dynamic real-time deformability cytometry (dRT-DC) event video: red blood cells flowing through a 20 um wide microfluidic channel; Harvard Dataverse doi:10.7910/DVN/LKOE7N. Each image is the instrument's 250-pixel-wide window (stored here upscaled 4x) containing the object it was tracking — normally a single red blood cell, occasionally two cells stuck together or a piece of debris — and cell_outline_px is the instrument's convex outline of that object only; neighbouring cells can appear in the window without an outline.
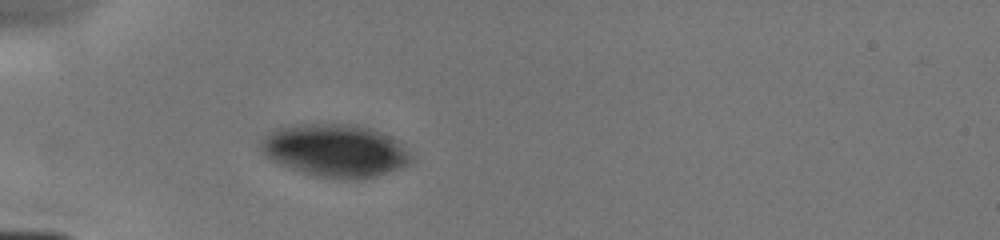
{"species": "human", "species_latin": "Homo sapiens", "temperature_condition": "cold", "stored_images_in_passage": 10, "camera_frame_rate_fps": 3000, "um_per_image_px": 0.085, "donor": {"sex": "male"}, "frame": {"image": 1, "passage_image": 5, "time_ms": 3.333, "image_size_px": [1000, 240], "cell_outline_px": [[412, 160], [408, 164], [400, 168], [360, 180], [340, 180], [316, 176], [300, 172], [280, 164], [272, 160], [260, 152], [260, 140], [268, 132], [276, 128], [300, 124], [356, 124], [372, 128], [400, 140], [412, 156]], "centroid_in_image_um": [28.49, 12.8], "position_along_channel_um": 56.5, "area_um2": 46.82}}